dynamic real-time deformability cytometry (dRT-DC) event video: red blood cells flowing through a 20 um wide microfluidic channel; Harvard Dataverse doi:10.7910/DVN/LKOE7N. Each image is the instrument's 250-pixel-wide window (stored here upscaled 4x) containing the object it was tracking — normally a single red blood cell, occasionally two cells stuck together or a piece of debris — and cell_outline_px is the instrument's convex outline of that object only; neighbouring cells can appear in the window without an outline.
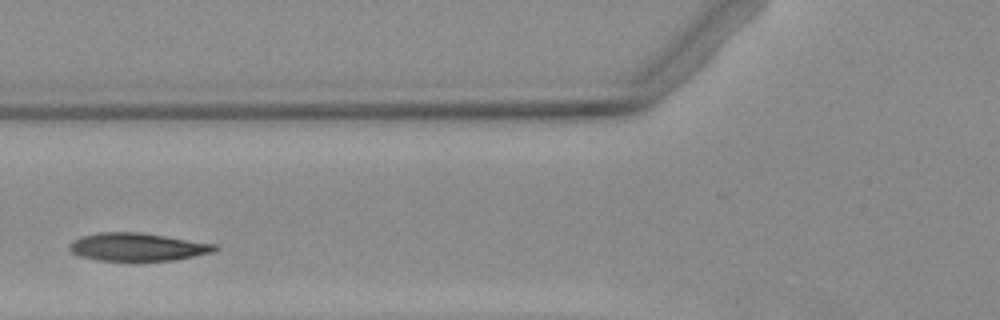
{"species": "Egyptian fruit bat (a non-hibernating species)", "species_latin": "Rousettus aegyptiacus", "temperature_condition": "warm", "stored_images_in_passage": 2, "camera_frame_rate_fps": 3000, "um_per_image_px": 0.085, "animal": {"sex": "female"}, "frame": {"image": 1, "passage_image": 2, "time_ms": 1.333, "image_size_px": [1000, 320], "cell_outline_px": [[220, 248], [216, 252], [172, 260], [96, 260], [80, 256], [72, 252], [68, 248], [68, 244], [72, 240], [80, 236], [100, 232], [140, 232], [216, 244]], "centroid_in_image_um": [11.67, 20.98], "position_along_channel_um": 114.1, "area_um2": 23.7}}